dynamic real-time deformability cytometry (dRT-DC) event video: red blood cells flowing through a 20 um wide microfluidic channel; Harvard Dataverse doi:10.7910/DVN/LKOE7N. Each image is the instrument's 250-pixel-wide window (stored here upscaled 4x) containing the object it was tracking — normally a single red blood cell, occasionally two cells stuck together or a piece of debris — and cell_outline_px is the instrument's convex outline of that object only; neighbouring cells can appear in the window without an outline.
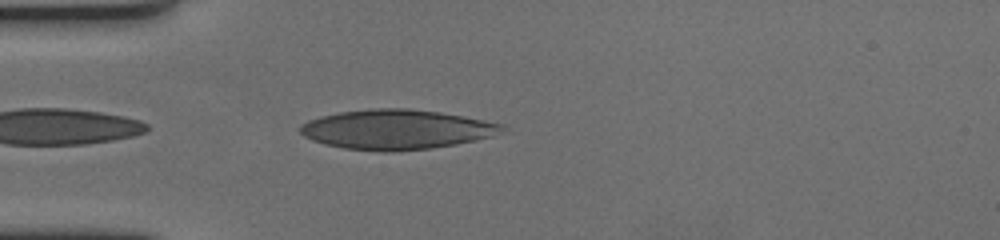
{"species": "human", "species_latin": "Homo sapiens", "temperature_condition": "cold", "stored_images_in_passage": 29, "camera_frame_rate_fps": 3000, "um_per_image_px": 0.085, "donor": {"sex": "female"}, "frame": {"image": 1, "passage_image": 2, "time_ms": 0.333, "image_size_px": [1000, 240], "cell_outline_px": [[504, 128], [492, 136], [476, 140], [456, 144], [432, 148], [388, 152], [384, 152], [344, 148], [324, 144], [312, 140], [304, 136], [300, 132], [300, 124], [308, 120], [320, 116], [340, 112], [372, 108], [408, 108], [440, 112], [464, 116], [504, 124]], "centroid_in_image_um": [33.67, 11.0], "position_along_channel_um": 51.3, "area_um2": 46.76}}
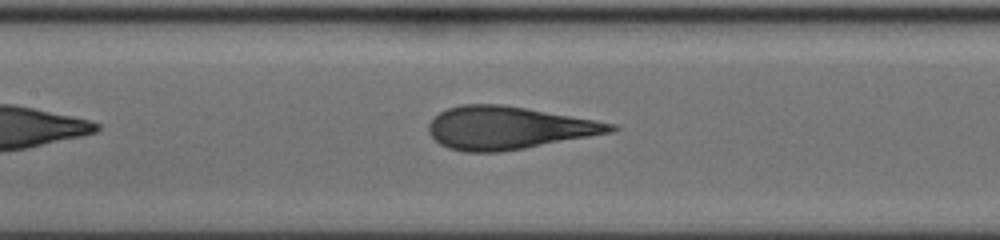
{"frame": {"image": 2, "passage_image": 13, "time_ms": 4.0, "image_size_px": [1000, 240], "cell_outline_px": [[620, 128], [612, 132], [524, 148], [500, 152], [464, 152], [448, 148], [440, 144], [428, 132], [428, 124], [440, 112], [448, 108], [460, 104], [500, 104], [596, 120], [616, 124]], "centroid_in_image_um": [43.19, 10.87], "position_along_channel_um": 164.2, "area_um2": 45.03}}
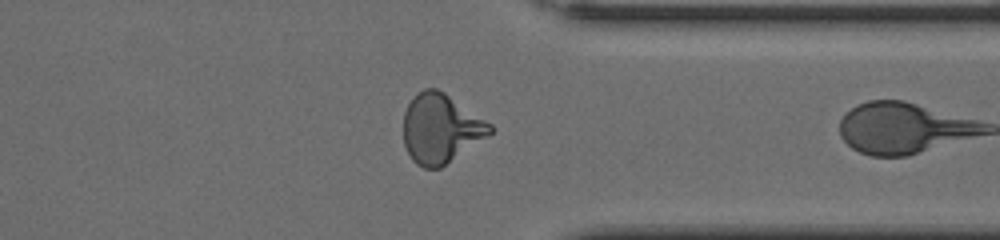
{"frame": {"image": 3, "passage_image": 28, "time_ms": 9.0, "image_size_px": [1000, 240], "cell_outline_px": [[492, 132], [488, 136], [440, 168], [424, 168], [416, 164], [412, 160], [404, 144], [404, 112], [412, 96], [416, 92], [424, 88], [436, 88], [444, 92], [492, 124]], "centroid_in_image_um": [37.44, 10.91], "position_along_channel_um": 374.0, "area_um2": 34.85}}